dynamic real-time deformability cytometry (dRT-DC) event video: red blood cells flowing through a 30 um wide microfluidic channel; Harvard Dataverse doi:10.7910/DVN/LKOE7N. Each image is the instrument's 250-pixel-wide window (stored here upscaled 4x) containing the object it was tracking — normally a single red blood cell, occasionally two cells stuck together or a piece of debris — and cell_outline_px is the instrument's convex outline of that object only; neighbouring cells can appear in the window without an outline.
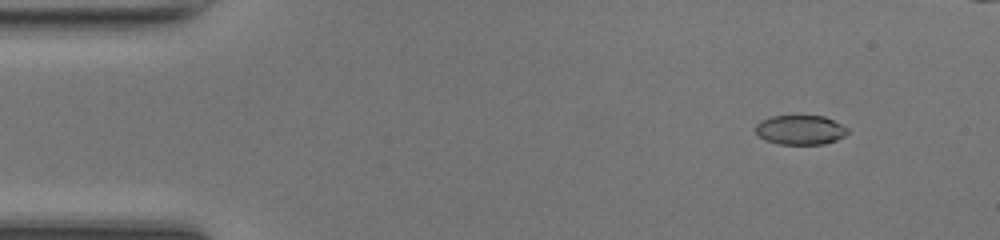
{"species": "common noctule bat (a hibernating species)", "species_latin": "Nyctalus noctula", "temperature_condition": "room temperature", "stored_images_in_passage": 46, "camera_frame_rate_fps": 3000, "um_per_image_px": 0.085, "animal": {"sex": "female", "body_mass_g": 17.0, "forearm_length_mm": 48.0}, "frame": {"image": 1, "passage_image": 1, "time_ms": 0.0, "image_size_px": [1000, 240], "cell_outline_px": [[848, 132], [844, 136], [836, 140], [824, 144], [780, 144], [768, 140], [760, 136], [756, 132], [756, 124], [760, 120], [772, 116], [824, 116], [848, 128]], "centroid_in_image_um": [68.03, 11.04], "position_along_channel_um": 17.0, "area_um2": 15.61}}
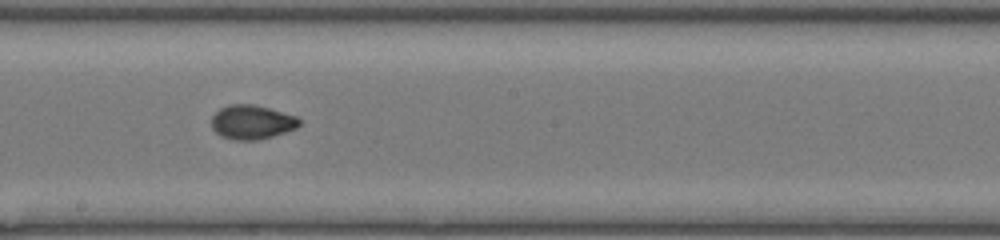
{"frame": {"image": 2, "passage_image": 23, "time_ms": 7.333, "image_size_px": [1000, 240], "cell_outline_px": [[300, 124], [296, 128], [260, 140], [232, 140], [220, 136], [212, 128], [212, 116], [220, 108], [228, 104], [252, 104], [268, 108], [296, 116], [300, 120]], "centroid_in_image_um": [21.38, 10.39], "position_along_channel_um": 226.8, "area_um2": 17.46}}
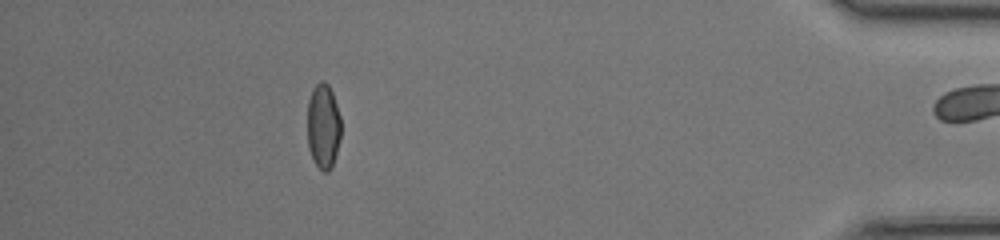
{"frame": {"image": 3, "passage_image": 40, "time_ms": 13.0, "image_size_px": [1000, 240], "cell_outline_px": [[340, 140], [332, 168], [328, 172], [324, 172], [312, 160], [308, 148], [308, 100], [312, 88], [320, 80], [324, 80], [328, 84], [332, 92], [340, 116]], "centroid_in_image_um": [27.47, 10.73], "position_along_channel_um": 407.7, "area_um2": 16.82}, "authors_computed_cell_mechanics": {"area_um2": 16.9643, "velocity_mm_per_s": 4.2298, "shape_relaxation_time_tau1_ms": 4.7009, "shape_relaxation_time_tau2_ms": 1.0875, "deformation_change_tau1": 0.1624, "deformation_change_tau2": 0.0341}}